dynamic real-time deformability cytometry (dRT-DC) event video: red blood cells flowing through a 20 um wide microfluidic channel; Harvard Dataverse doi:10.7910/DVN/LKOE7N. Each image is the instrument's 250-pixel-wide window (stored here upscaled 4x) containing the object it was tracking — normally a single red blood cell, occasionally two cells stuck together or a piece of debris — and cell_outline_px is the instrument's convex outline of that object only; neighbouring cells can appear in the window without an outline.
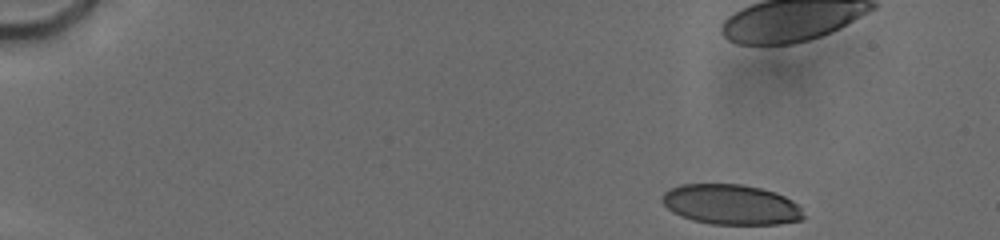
{"species": "human", "species_latin": "Homo sapiens", "temperature_condition": "cold", "stored_images_in_passage": 25, "camera_frame_rate_fps": 3000, "um_per_image_px": 0.085, "donor": {"sex": "male"}, "frame": {"image": 1, "passage_image": 1, "time_ms": 0.0, "image_size_px": [1000, 240], "cell_outline_px": [[804, 216], [800, 220], [780, 224], [712, 224], [692, 220], [672, 212], [664, 204], [664, 192], [680, 184], [740, 184], [760, 188], [784, 196], [792, 200], [800, 208]], "centroid_in_image_um": [62.14, 17.39], "position_along_channel_um": 22.9, "area_um2": 32.71}, "authors_computed_cell_mechanics": {"area_um2": 36.992, "velocity_mm_per_s": 3.7883, "shape_relaxation_time_tau1_ms": 7.0665, "shape_relaxation_time_tau2_ms": 0.9115, "deformation_change_tau1": 0.2189, "deformation_change_tau2": 0.0666}}